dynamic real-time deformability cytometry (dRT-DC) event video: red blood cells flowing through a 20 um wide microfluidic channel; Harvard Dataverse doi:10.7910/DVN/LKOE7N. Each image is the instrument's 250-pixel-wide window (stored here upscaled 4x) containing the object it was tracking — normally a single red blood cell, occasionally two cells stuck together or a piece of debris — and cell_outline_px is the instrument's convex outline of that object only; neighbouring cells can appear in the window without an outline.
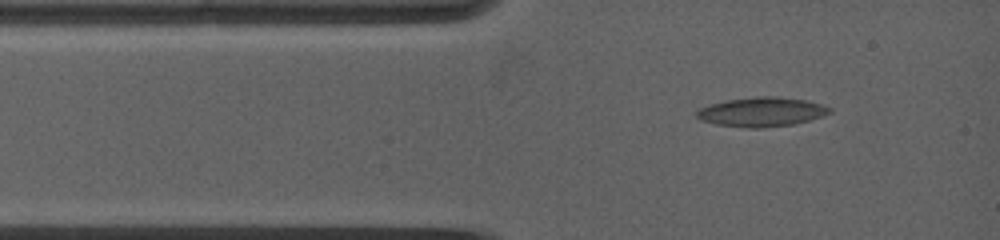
{"species": "common noctule bat (a hibernating species)", "species_latin": "Nyctalus noctula", "temperature_condition": "warm", "stored_images_in_passage": 55, "camera_frame_rate_fps": 5000, "um_per_image_px": 0.085, "animal": {"sex": "female", "body_mass_g": 19.0, "forearm_length_mm": 53.3}, "frame": {"image": 1, "passage_image": 3, "time_ms": 0.6, "image_size_px": [1000, 240], "cell_outline_px": [[832, 112], [808, 120], [792, 124], [760, 128], [748, 128], [716, 124], [700, 120], [696, 116], [696, 112], [700, 108], [724, 100], [756, 96], [776, 96], [808, 100], [832, 108]], "centroid_in_image_um": [64.72, 9.5], "position_along_channel_um": 20.3, "area_um2": 22.66}}
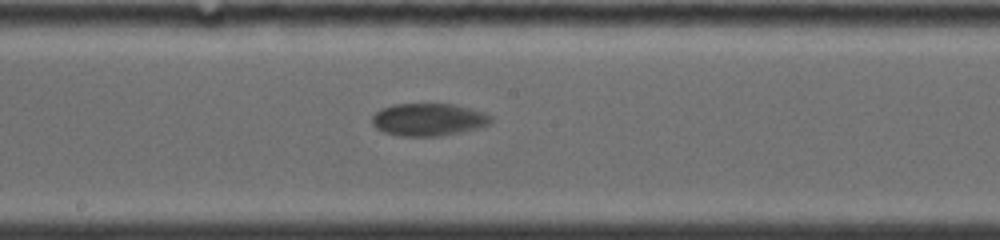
{"frame": {"image": 2, "passage_image": 24, "time_ms": 6.2, "image_size_px": [1000, 240], "cell_outline_px": [[492, 120], [488, 124], [476, 128], [460, 132], [440, 136], [400, 136], [384, 132], [376, 128], [372, 124], [372, 116], [380, 108], [392, 104], [456, 104], [484, 112], [492, 116]], "centroid_in_image_um": [36.39, 10.15], "position_along_channel_um": 211.8, "area_um2": 22.6}}
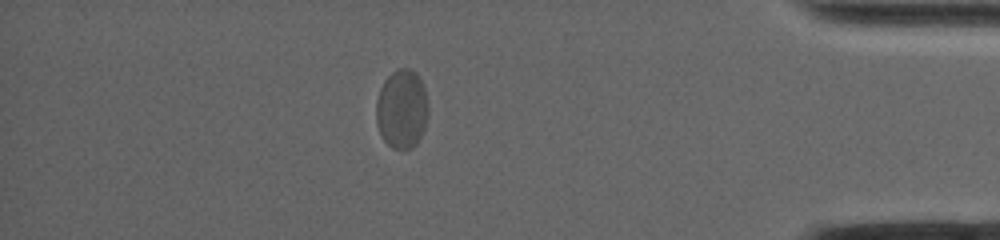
{"frame": {"image": 3, "passage_image": 44, "time_ms": 12.4, "image_size_px": [1000, 240], "cell_outline_px": [[428, 116], [424, 128], [416, 144], [412, 148], [392, 148], [384, 140], [376, 124], [376, 100], [380, 88], [384, 80], [396, 68], [412, 68], [416, 72], [424, 88], [428, 104]], "centroid_in_image_um": [34.15, 9.24], "position_along_channel_um": 401.1, "area_um2": 24.1}, "authors_computed_cell_mechanics": {"area_um2": 22.7732, "velocity_mm_per_s": 3.7429, "shape_relaxation_time_tau1_ms": 6.1549, "shape_relaxation_time_tau2_ms": null, "deformation_change_tau1": 0.1776, "deformation_change_tau2": null}}